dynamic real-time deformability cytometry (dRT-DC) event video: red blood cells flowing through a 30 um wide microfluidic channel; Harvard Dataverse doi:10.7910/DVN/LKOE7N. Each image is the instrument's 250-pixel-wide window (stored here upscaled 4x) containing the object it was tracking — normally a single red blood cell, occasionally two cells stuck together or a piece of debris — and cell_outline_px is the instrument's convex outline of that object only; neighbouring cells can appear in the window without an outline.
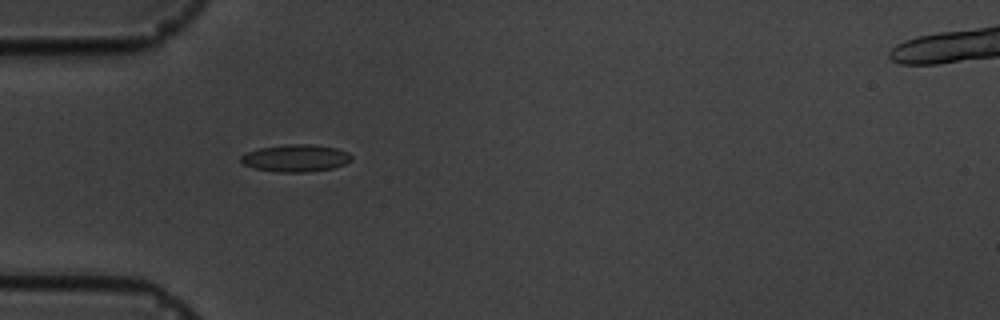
{"species": "common noctule bat (a hibernating species)", "species_latin": "Nyctalus noctula", "temperature_condition": "cold", "stored_images_in_passage": 7, "camera_frame_rate_fps": 3000, "um_per_image_px": 0.085, "animal": {"sex": "male", "body_mass_g": 19.5, "forearm_length_mm": 54.6}, "frame": {"image": 1, "passage_image": 2, "time_ms": 1.0, "image_size_px": [1000, 320], "cell_outline_px": [[352, 160], [344, 164], [332, 168], [304, 172], [276, 172], [256, 168], [244, 164], [240, 160], [240, 156], [248, 152], [260, 148], [288, 144], [312, 144], [336, 148], [348, 152], [352, 156]], "centroid_in_image_um": [25.15, 13.43], "position_along_channel_um": 59.8, "area_um2": 17.4}}
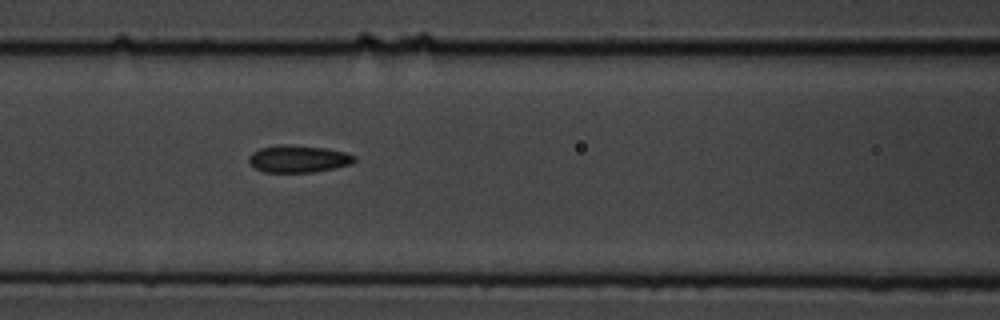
{"frame": {"image": 2, "passage_image": 4, "time_ms": 3.333, "image_size_px": [1000, 320], "cell_outline_px": [[356, 160], [352, 164], [312, 172], [264, 172], [256, 168], [248, 160], [248, 156], [252, 152], [260, 148], [324, 148], [344, 152], [356, 156]], "centroid_in_image_um": [25.4, 13.56], "position_along_channel_um": 141.2, "area_um2": 15.61}}
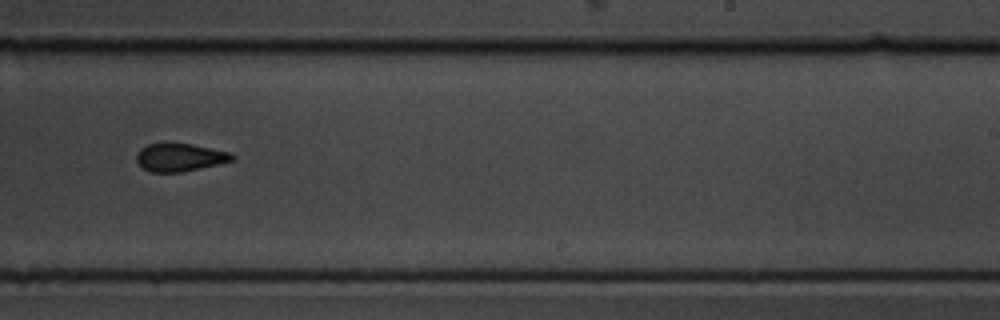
{"frame": {"image": 3, "passage_image": 7, "time_ms": 7.0, "image_size_px": [1000, 320], "cell_outline_px": [[236, 156], [232, 160], [200, 168], [180, 172], [152, 172], [144, 168], [136, 160], [136, 152], [140, 148], [148, 144], [164, 140], [192, 144], [232, 152]], "centroid_in_image_um": [15.25, 13.32], "position_along_channel_um": 273.8, "area_um2": 16.01}}